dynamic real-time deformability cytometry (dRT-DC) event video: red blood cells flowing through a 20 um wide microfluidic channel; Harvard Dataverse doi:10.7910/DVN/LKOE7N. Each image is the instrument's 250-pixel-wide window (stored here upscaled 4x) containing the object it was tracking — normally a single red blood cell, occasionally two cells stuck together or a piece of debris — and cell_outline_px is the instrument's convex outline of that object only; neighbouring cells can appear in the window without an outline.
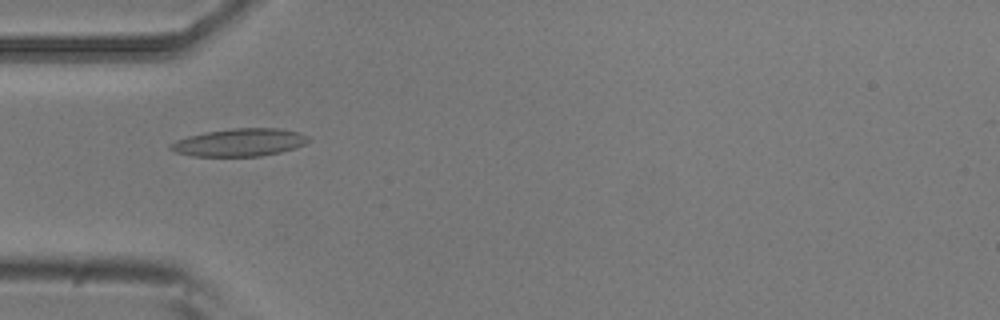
{"species": "common noctule bat (a hibernating species)", "species_latin": "Nyctalus noctula", "temperature_condition": "room temperature", "stored_images_in_passage": 3, "camera_frame_rate_fps": 3000, "um_per_image_px": 0.085, "animal": {"sex": "male", "body_mass_g": 20.5, "forearm_length_mm": 52.5}, "frame": {"image": 1, "passage_image": 1, "time_ms": 0.0, "image_size_px": [1000, 320], "cell_outline_px": [[312, 140], [304, 144], [280, 152], [260, 156], [192, 156], [176, 152], [168, 148], [168, 144], [176, 140], [188, 136], [204, 132], [232, 128], [280, 128], [300, 132], [308, 136]], "centroid_in_image_um": [20.35, 12.1], "position_along_channel_um": 64.6, "area_um2": 22.37}}
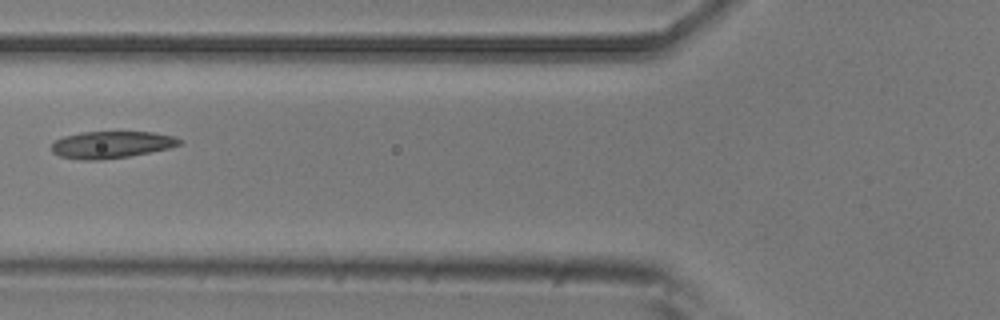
{"frame": {"image": 2, "passage_image": 2, "time_ms": 0.333, "image_size_px": [1000, 320], "cell_outline_px": [[184, 144], [168, 148], [128, 156], [100, 160], [80, 160], [60, 156], [52, 152], [52, 144], [56, 140], [64, 136], [80, 132], [152, 132], [176, 136], [184, 140]], "centroid_in_image_um": [9.51, 12.29], "position_along_channel_um": 116.3, "area_um2": 20.17}}
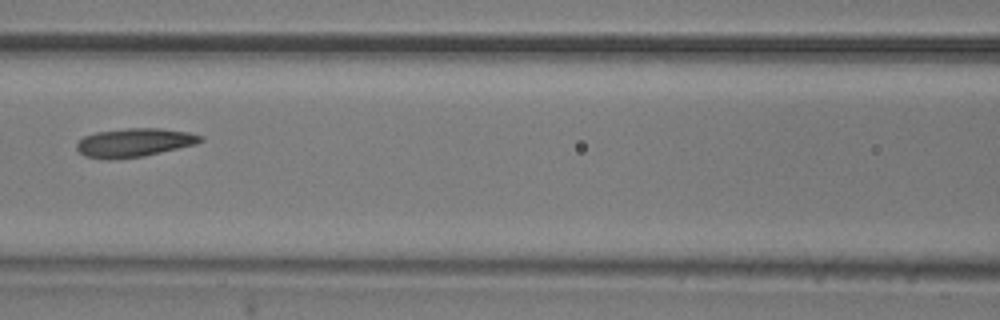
{"frame": {"image": 3, "passage_image": 3, "time_ms": 0.667, "image_size_px": [1000, 320], "cell_outline_px": [[204, 140], [196, 144], [144, 156], [112, 160], [108, 160], [84, 156], [76, 148], [76, 144], [84, 136], [96, 132], [124, 128], [160, 128], [188, 132], [204, 136]], "centroid_in_image_um": [11.41, 12.12], "position_along_channel_um": 155.2, "area_um2": 20.81}}